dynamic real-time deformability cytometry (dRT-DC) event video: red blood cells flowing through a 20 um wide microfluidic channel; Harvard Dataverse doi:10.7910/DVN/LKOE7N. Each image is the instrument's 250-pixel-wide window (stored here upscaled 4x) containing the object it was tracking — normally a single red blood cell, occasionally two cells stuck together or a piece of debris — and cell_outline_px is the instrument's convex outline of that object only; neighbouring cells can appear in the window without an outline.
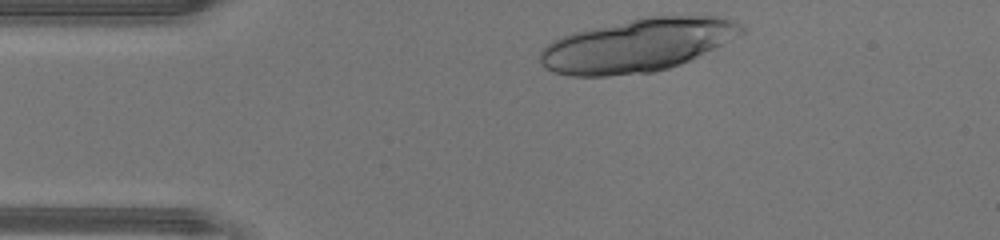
{"species": "human", "species_latin": "Homo sapiens", "temperature_condition": "warm", "stored_images_in_passage": 18, "camera_frame_rate_fps": 3000, "um_per_image_px": 0.085, "donor": {"sex": "male"}, "frame": {"image": 1, "passage_image": 1, "time_ms": 0.0, "image_size_px": [1000, 240], "cell_outline_px": [[748, 32], [692, 60], [668, 68], [652, 72], [608, 76], [568, 76], [552, 72], [540, 64], [540, 52], [552, 40], [560, 36], [572, 32], [588, 28], [640, 16], [716, 16], [732, 20], [748, 28]], "centroid_in_image_um": [54.2, 3.83], "position_along_channel_um": 30.8, "area_um2": 63.23}}